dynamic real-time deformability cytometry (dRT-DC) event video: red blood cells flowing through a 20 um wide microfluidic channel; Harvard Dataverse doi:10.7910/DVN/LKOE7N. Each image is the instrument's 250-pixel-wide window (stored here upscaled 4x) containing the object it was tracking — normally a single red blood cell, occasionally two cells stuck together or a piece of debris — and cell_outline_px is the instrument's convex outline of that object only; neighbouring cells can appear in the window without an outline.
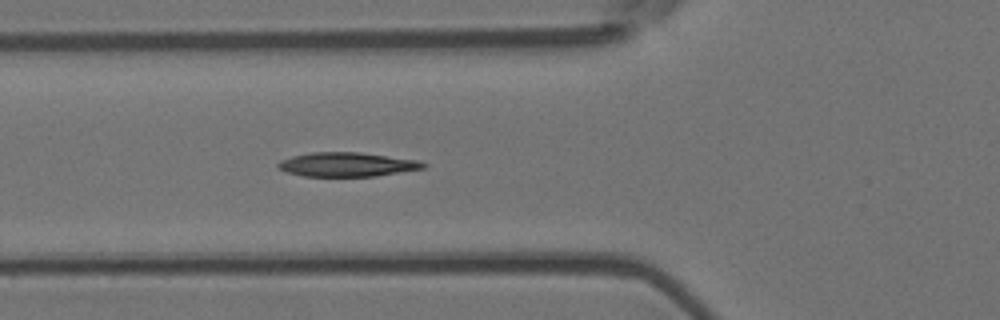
{"species": "Egyptian fruit bat (a non-hibernating species)", "species_latin": "Rousettus aegyptiacus", "temperature_condition": "room temperature", "stored_images_in_passage": 6, "camera_frame_rate_fps": 3000, "um_per_image_px": 0.085, "animal": {"sex": "female"}, "frame": {"image": 1, "passage_image": 6, "time_ms": 1.667, "image_size_px": [1000, 320], "cell_outline_px": [[428, 164], [424, 168], [376, 176], [304, 176], [288, 172], [280, 168], [276, 164], [280, 160], [292, 156], [312, 152], [360, 152], [420, 160]], "centroid_in_image_um": [29.53, 13.97], "position_along_channel_um": 96.3, "area_um2": 20.4}}